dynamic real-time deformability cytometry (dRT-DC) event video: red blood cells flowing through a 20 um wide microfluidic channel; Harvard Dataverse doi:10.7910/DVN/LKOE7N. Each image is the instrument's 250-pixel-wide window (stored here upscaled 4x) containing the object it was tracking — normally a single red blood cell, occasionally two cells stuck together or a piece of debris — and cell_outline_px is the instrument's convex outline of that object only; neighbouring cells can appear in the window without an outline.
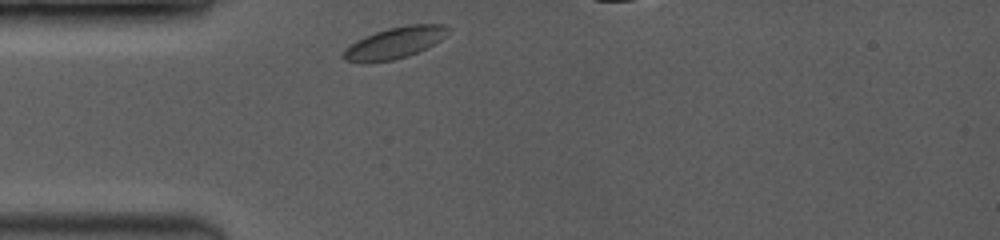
{"species": "common noctule bat (a hibernating species)", "species_latin": "Nyctalus noctula", "temperature_condition": "room temperature", "stored_images_in_passage": 25, "camera_frame_rate_fps": 3500, "um_per_image_px": 0.085, "animal": {"sex": "female", "body_mass_g": 19.0, "forearm_length_mm": 53.3}, "frame": {"image": 1, "passage_image": 1, "time_ms": 0.0, "image_size_px": [1000, 240], "cell_outline_px": [[452, 28], [440, 40], [408, 56], [392, 60], [344, 60], [340, 56], [344, 48], [356, 40], [364, 36], [388, 28], [408, 24], [444, 24]], "centroid_in_image_um": [33.56, 3.59], "position_along_channel_um": 51.4, "area_um2": 18.67}}
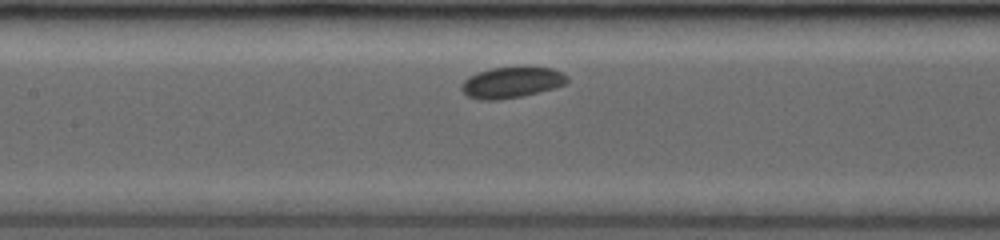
{"frame": {"image": 2, "passage_image": 12, "time_ms": 3.143, "image_size_px": [1000, 240], "cell_outline_px": [[568, 80], [564, 84], [552, 88], [520, 96], [496, 100], [480, 100], [468, 96], [460, 88], [460, 84], [468, 76], [492, 68], [552, 68], [564, 72], [568, 76]], "centroid_in_image_um": [43.46, 7.01], "position_along_channel_um": 163.9, "area_um2": 18.67}}
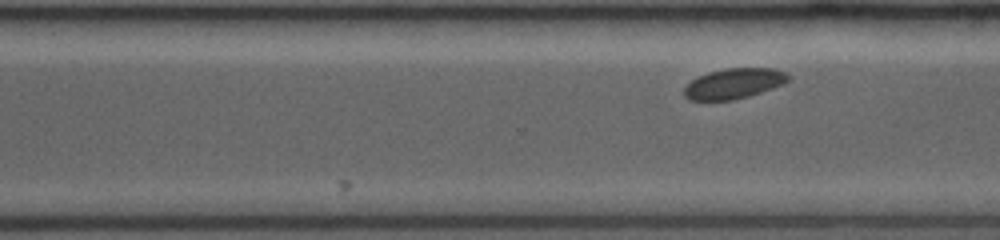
{"frame": {"image": 3, "passage_image": 25, "time_ms": 6.857, "image_size_px": [1000, 240], "cell_outline_px": [[792, 76], [784, 84], [748, 96], [732, 100], [688, 100], [684, 96], [684, 88], [696, 76], [708, 72], [728, 68], [776, 68], [788, 72]], "centroid_in_image_um": [62.41, 7.09], "position_along_channel_um": 308.2, "area_um2": 18.55}}